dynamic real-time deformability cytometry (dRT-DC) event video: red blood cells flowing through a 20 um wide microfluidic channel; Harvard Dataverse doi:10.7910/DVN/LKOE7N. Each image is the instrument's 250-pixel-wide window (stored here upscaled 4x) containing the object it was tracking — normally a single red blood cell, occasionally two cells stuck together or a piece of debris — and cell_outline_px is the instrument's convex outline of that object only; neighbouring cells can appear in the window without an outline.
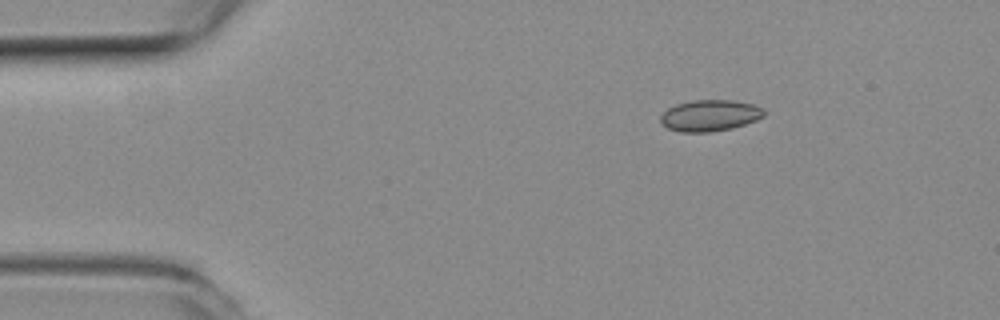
{"species": "common noctule bat (a hibernating species)", "species_latin": "Nyctalus noctula", "temperature_condition": "room temperature", "stored_images_in_passage": 48, "camera_frame_rate_fps": 3000, "um_per_image_px": 0.085, "animal": {"sex": "female", "body_mass_g": 19.3, "forearm_length_mm": 54.1}, "frame": {"image": 1, "passage_image": 1, "time_ms": 0.0, "image_size_px": [1000, 320], "cell_outline_px": [[764, 116], [756, 120], [732, 128], [708, 132], [680, 132], [668, 128], [660, 120], [660, 116], [668, 108], [676, 104], [692, 100], [732, 100], [752, 104], [764, 108]], "centroid_in_image_um": [60.34, 9.81], "position_along_channel_um": 24.7, "area_um2": 18.79}}
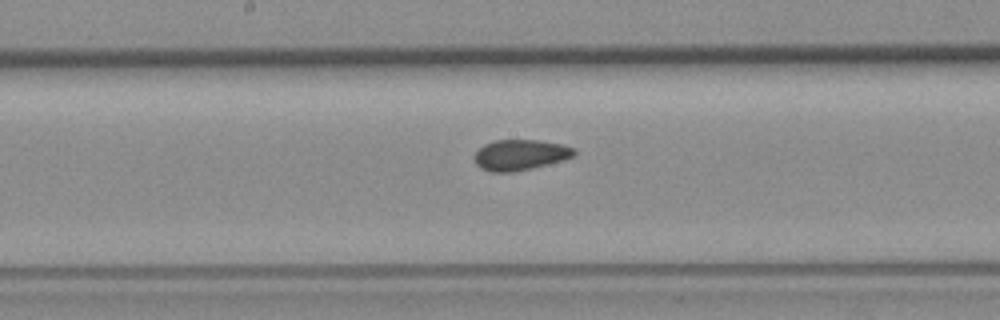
{"frame": {"image": 2, "passage_image": 21, "time_ms": 6.667, "image_size_px": [1000, 320], "cell_outline_px": [[576, 152], [572, 156], [560, 160], [532, 168], [512, 172], [492, 172], [480, 168], [476, 164], [476, 152], [484, 144], [492, 140], [536, 140], [560, 144], [576, 148]], "centroid_in_image_um": [44.19, 13.16], "position_along_channel_um": 204.0, "area_um2": 17.51}}
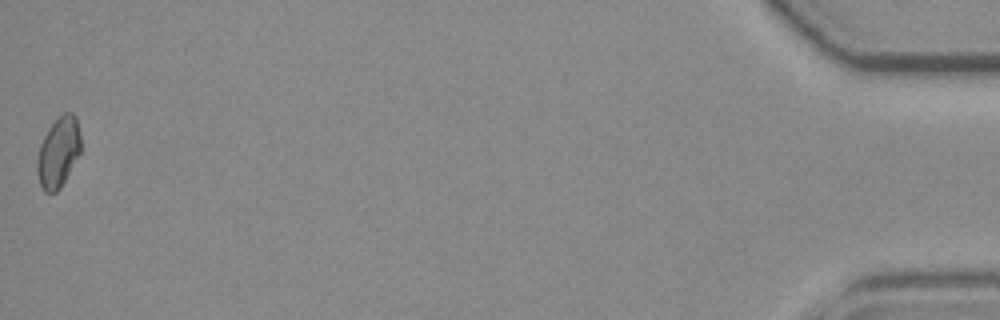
{"frame": {"image": 3, "passage_image": 48, "time_ms": 15.667, "image_size_px": [1000, 320], "cell_outline_px": [[80, 152], [60, 188], [56, 192], [44, 192], [40, 184], [36, 172], [36, 160], [40, 144], [48, 128], [64, 112], [72, 112], [76, 116], [80, 136]], "centroid_in_image_um": [4.94, 12.94], "position_along_channel_um": 430.3, "area_um2": 17.74}, "authors_computed_cell_mechanics": {"area_um2": 17.918, "velocity_mm_per_s": 3.6772, "shape_relaxation_time_tau1_ms": null, "shape_relaxation_time_tau2_ms": 1.9352, "deformation_change_tau1": null, "deformation_change_tau2": 0.0558}}